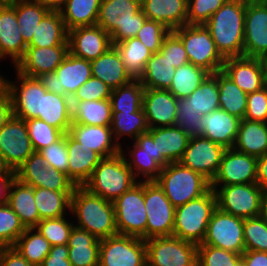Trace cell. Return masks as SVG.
I'll list each match as a JSON object with an SVG mask.
<instances>
[{
	"mask_svg": "<svg viewBox=\"0 0 267 266\" xmlns=\"http://www.w3.org/2000/svg\"><path fill=\"white\" fill-rule=\"evenodd\" d=\"M72 123L93 126H111L110 99L71 101Z\"/></svg>",
	"mask_w": 267,
	"mask_h": 266,
	"instance_id": "f35d334b",
	"label": "cell"
},
{
	"mask_svg": "<svg viewBox=\"0 0 267 266\" xmlns=\"http://www.w3.org/2000/svg\"><path fill=\"white\" fill-rule=\"evenodd\" d=\"M217 207L242 219L261 216L263 191L257 183L211 186Z\"/></svg>",
	"mask_w": 267,
	"mask_h": 266,
	"instance_id": "9c48e42d",
	"label": "cell"
},
{
	"mask_svg": "<svg viewBox=\"0 0 267 266\" xmlns=\"http://www.w3.org/2000/svg\"><path fill=\"white\" fill-rule=\"evenodd\" d=\"M147 266H197L198 245L174 236L145 240Z\"/></svg>",
	"mask_w": 267,
	"mask_h": 266,
	"instance_id": "30bf717a",
	"label": "cell"
},
{
	"mask_svg": "<svg viewBox=\"0 0 267 266\" xmlns=\"http://www.w3.org/2000/svg\"><path fill=\"white\" fill-rule=\"evenodd\" d=\"M38 119L66 134L72 124L71 98L46 91L42 94L41 113Z\"/></svg>",
	"mask_w": 267,
	"mask_h": 266,
	"instance_id": "d590c367",
	"label": "cell"
},
{
	"mask_svg": "<svg viewBox=\"0 0 267 266\" xmlns=\"http://www.w3.org/2000/svg\"><path fill=\"white\" fill-rule=\"evenodd\" d=\"M197 266H242L241 254L208 245H198Z\"/></svg>",
	"mask_w": 267,
	"mask_h": 266,
	"instance_id": "11a10c76",
	"label": "cell"
},
{
	"mask_svg": "<svg viewBox=\"0 0 267 266\" xmlns=\"http://www.w3.org/2000/svg\"><path fill=\"white\" fill-rule=\"evenodd\" d=\"M25 123L32 147L36 152L59 141L64 136V133L61 130L48 125L45 121L37 118L27 119L25 120Z\"/></svg>",
	"mask_w": 267,
	"mask_h": 266,
	"instance_id": "f5cc1de1",
	"label": "cell"
},
{
	"mask_svg": "<svg viewBox=\"0 0 267 266\" xmlns=\"http://www.w3.org/2000/svg\"><path fill=\"white\" fill-rule=\"evenodd\" d=\"M202 136L226 149L233 148L241 119L218 109L202 116Z\"/></svg>",
	"mask_w": 267,
	"mask_h": 266,
	"instance_id": "83f0119b",
	"label": "cell"
},
{
	"mask_svg": "<svg viewBox=\"0 0 267 266\" xmlns=\"http://www.w3.org/2000/svg\"><path fill=\"white\" fill-rule=\"evenodd\" d=\"M216 208L217 198L213 189L195 200L175 207L172 236L197 245L201 244L205 239L212 213Z\"/></svg>",
	"mask_w": 267,
	"mask_h": 266,
	"instance_id": "5b68a950",
	"label": "cell"
},
{
	"mask_svg": "<svg viewBox=\"0 0 267 266\" xmlns=\"http://www.w3.org/2000/svg\"><path fill=\"white\" fill-rule=\"evenodd\" d=\"M72 194L73 192H57L46 188H34V201L40 219L70 215Z\"/></svg>",
	"mask_w": 267,
	"mask_h": 266,
	"instance_id": "7bdbcfd3",
	"label": "cell"
},
{
	"mask_svg": "<svg viewBox=\"0 0 267 266\" xmlns=\"http://www.w3.org/2000/svg\"><path fill=\"white\" fill-rule=\"evenodd\" d=\"M212 75L218 81L219 109L244 119L248 94L240 89L222 70Z\"/></svg>",
	"mask_w": 267,
	"mask_h": 266,
	"instance_id": "60d3db41",
	"label": "cell"
},
{
	"mask_svg": "<svg viewBox=\"0 0 267 266\" xmlns=\"http://www.w3.org/2000/svg\"><path fill=\"white\" fill-rule=\"evenodd\" d=\"M261 216L267 220V191L263 192Z\"/></svg>",
	"mask_w": 267,
	"mask_h": 266,
	"instance_id": "11e5206c",
	"label": "cell"
},
{
	"mask_svg": "<svg viewBox=\"0 0 267 266\" xmlns=\"http://www.w3.org/2000/svg\"><path fill=\"white\" fill-rule=\"evenodd\" d=\"M222 71L245 93H253L267 85V60L253 57H230Z\"/></svg>",
	"mask_w": 267,
	"mask_h": 266,
	"instance_id": "ffe728a7",
	"label": "cell"
},
{
	"mask_svg": "<svg viewBox=\"0 0 267 266\" xmlns=\"http://www.w3.org/2000/svg\"><path fill=\"white\" fill-rule=\"evenodd\" d=\"M68 216L69 215L59 218L43 219L35 226V228L51 244V246L67 245L71 231L75 226L71 213L70 217Z\"/></svg>",
	"mask_w": 267,
	"mask_h": 266,
	"instance_id": "f907efd6",
	"label": "cell"
},
{
	"mask_svg": "<svg viewBox=\"0 0 267 266\" xmlns=\"http://www.w3.org/2000/svg\"><path fill=\"white\" fill-rule=\"evenodd\" d=\"M91 77L90 61L68 52L54 72L41 74L38 79L47 91L72 98Z\"/></svg>",
	"mask_w": 267,
	"mask_h": 266,
	"instance_id": "8fae6325",
	"label": "cell"
},
{
	"mask_svg": "<svg viewBox=\"0 0 267 266\" xmlns=\"http://www.w3.org/2000/svg\"><path fill=\"white\" fill-rule=\"evenodd\" d=\"M148 132L156 142L157 163L162 168L181 160L191 138L177 125L151 128Z\"/></svg>",
	"mask_w": 267,
	"mask_h": 266,
	"instance_id": "484cf974",
	"label": "cell"
},
{
	"mask_svg": "<svg viewBox=\"0 0 267 266\" xmlns=\"http://www.w3.org/2000/svg\"><path fill=\"white\" fill-rule=\"evenodd\" d=\"M99 266H147L145 240L122 234L100 239Z\"/></svg>",
	"mask_w": 267,
	"mask_h": 266,
	"instance_id": "4fadbf2b",
	"label": "cell"
},
{
	"mask_svg": "<svg viewBox=\"0 0 267 266\" xmlns=\"http://www.w3.org/2000/svg\"><path fill=\"white\" fill-rule=\"evenodd\" d=\"M50 168L62 171L68 176L67 133L57 142L39 151Z\"/></svg>",
	"mask_w": 267,
	"mask_h": 266,
	"instance_id": "680465c9",
	"label": "cell"
},
{
	"mask_svg": "<svg viewBox=\"0 0 267 266\" xmlns=\"http://www.w3.org/2000/svg\"><path fill=\"white\" fill-rule=\"evenodd\" d=\"M1 70H0V85L2 84V75H1Z\"/></svg>",
	"mask_w": 267,
	"mask_h": 266,
	"instance_id": "b9fcfbb0",
	"label": "cell"
},
{
	"mask_svg": "<svg viewBox=\"0 0 267 266\" xmlns=\"http://www.w3.org/2000/svg\"><path fill=\"white\" fill-rule=\"evenodd\" d=\"M16 80H12L11 76L2 75V84L9 91L12 99V107L14 116L27 120L38 119L41 113L42 94L46 93V89L42 85L38 77H28L19 73L14 67Z\"/></svg>",
	"mask_w": 267,
	"mask_h": 266,
	"instance_id": "7c38bea8",
	"label": "cell"
},
{
	"mask_svg": "<svg viewBox=\"0 0 267 266\" xmlns=\"http://www.w3.org/2000/svg\"><path fill=\"white\" fill-rule=\"evenodd\" d=\"M68 254V245L51 246V250L40 266H72Z\"/></svg>",
	"mask_w": 267,
	"mask_h": 266,
	"instance_id": "e7e4bbea",
	"label": "cell"
},
{
	"mask_svg": "<svg viewBox=\"0 0 267 266\" xmlns=\"http://www.w3.org/2000/svg\"><path fill=\"white\" fill-rule=\"evenodd\" d=\"M112 89L100 79L91 77L71 98V101H89L110 99Z\"/></svg>",
	"mask_w": 267,
	"mask_h": 266,
	"instance_id": "94428289",
	"label": "cell"
},
{
	"mask_svg": "<svg viewBox=\"0 0 267 266\" xmlns=\"http://www.w3.org/2000/svg\"><path fill=\"white\" fill-rule=\"evenodd\" d=\"M159 52L176 68L189 63L185 47L173 31L164 38Z\"/></svg>",
	"mask_w": 267,
	"mask_h": 266,
	"instance_id": "91938a15",
	"label": "cell"
},
{
	"mask_svg": "<svg viewBox=\"0 0 267 266\" xmlns=\"http://www.w3.org/2000/svg\"><path fill=\"white\" fill-rule=\"evenodd\" d=\"M13 248L30 264L40 266L51 250V244L33 227L26 228Z\"/></svg>",
	"mask_w": 267,
	"mask_h": 266,
	"instance_id": "bcb514c9",
	"label": "cell"
},
{
	"mask_svg": "<svg viewBox=\"0 0 267 266\" xmlns=\"http://www.w3.org/2000/svg\"><path fill=\"white\" fill-rule=\"evenodd\" d=\"M256 183L263 192L267 191V153L257 158V178Z\"/></svg>",
	"mask_w": 267,
	"mask_h": 266,
	"instance_id": "2644e50d",
	"label": "cell"
},
{
	"mask_svg": "<svg viewBox=\"0 0 267 266\" xmlns=\"http://www.w3.org/2000/svg\"><path fill=\"white\" fill-rule=\"evenodd\" d=\"M245 251L267 252V220L262 216L244 219Z\"/></svg>",
	"mask_w": 267,
	"mask_h": 266,
	"instance_id": "db71d44e",
	"label": "cell"
},
{
	"mask_svg": "<svg viewBox=\"0 0 267 266\" xmlns=\"http://www.w3.org/2000/svg\"><path fill=\"white\" fill-rule=\"evenodd\" d=\"M242 266H267V252L244 251L241 255Z\"/></svg>",
	"mask_w": 267,
	"mask_h": 266,
	"instance_id": "89a4df30",
	"label": "cell"
},
{
	"mask_svg": "<svg viewBox=\"0 0 267 266\" xmlns=\"http://www.w3.org/2000/svg\"><path fill=\"white\" fill-rule=\"evenodd\" d=\"M244 219L221 211L212 213L204 241L199 245L221 248L237 254L245 251L243 236Z\"/></svg>",
	"mask_w": 267,
	"mask_h": 266,
	"instance_id": "2e32d148",
	"label": "cell"
},
{
	"mask_svg": "<svg viewBox=\"0 0 267 266\" xmlns=\"http://www.w3.org/2000/svg\"><path fill=\"white\" fill-rule=\"evenodd\" d=\"M15 178L34 188L74 192L76 185L66 173L50 168L40 152L34 153L15 170Z\"/></svg>",
	"mask_w": 267,
	"mask_h": 266,
	"instance_id": "9a60e30c",
	"label": "cell"
},
{
	"mask_svg": "<svg viewBox=\"0 0 267 266\" xmlns=\"http://www.w3.org/2000/svg\"><path fill=\"white\" fill-rule=\"evenodd\" d=\"M225 150L222 145L203 136L192 137L179 162L212 182L218 173Z\"/></svg>",
	"mask_w": 267,
	"mask_h": 266,
	"instance_id": "ac0fdd59",
	"label": "cell"
},
{
	"mask_svg": "<svg viewBox=\"0 0 267 266\" xmlns=\"http://www.w3.org/2000/svg\"><path fill=\"white\" fill-rule=\"evenodd\" d=\"M170 32L164 24L147 19L135 37L154 54L159 52L164 38Z\"/></svg>",
	"mask_w": 267,
	"mask_h": 266,
	"instance_id": "6f0895ef",
	"label": "cell"
},
{
	"mask_svg": "<svg viewBox=\"0 0 267 266\" xmlns=\"http://www.w3.org/2000/svg\"><path fill=\"white\" fill-rule=\"evenodd\" d=\"M125 145L121 146L120 153L124 156L135 179L140 182L155 181L162 167L153 159V156L139 153V146L134 141L132 144L126 143Z\"/></svg>",
	"mask_w": 267,
	"mask_h": 266,
	"instance_id": "ee69618b",
	"label": "cell"
},
{
	"mask_svg": "<svg viewBox=\"0 0 267 266\" xmlns=\"http://www.w3.org/2000/svg\"><path fill=\"white\" fill-rule=\"evenodd\" d=\"M69 46L27 47L24 56L14 68L28 77L54 72L65 59Z\"/></svg>",
	"mask_w": 267,
	"mask_h": 266,
	"instance_id": "603a6c76",
	"label": "cell"
},
{
	"mask_svg": "<svg viewBox=\"0 0 267 266\" xmlns=\"http://www.w3.org/2000/svg\"><path fill=\"white\" fill-rule=\"evenodd\" d=\"M118 234L146 240L147 211L144 204V182L138 181L114 202Z\"/></svg>",
	"mask_w": 267,
	"mask_h": 266,
	"instance_id": "ba28073f",
	"label": "cell"
},
{
	"mask_svg": "<svg viewBox=\"0 0 267 266\" xmlns=\"http://www.w3.org/2000/svg\"><path fill=\"white\" fill-rule=\"evenodd\" d=\"M202 116L191 110L178 109L176 125L187 133L191 138L202 136L203 125L200 121Z\"/></svg>",
	"mask_w": 267,
	"mask_h": 266,
	"instance_id": "be15d7a7",
	"label": "cell"
},
{
	"mask_svg": "<svg viewBox=\"0 0 267 266\" xmlns=\"http://www.w3.org/2000/svg\"><path fill=\"white\" fill-rule=\"evenodd\" d=\"M173 32L181 39L189 63L210 74L223 69L225 59L218 52L209 30L204 25H183Z\"/></svg>",
	"mask_w": 267,
	"mask_h": 266,
	"instance_id": "52a82bcc",
	"label": "cell"
},
{
	"mask_svg": "<svg viewBox=\"0 0 267 266\" xmlns=\"http://www.w3.org/2000/svg\"><path fill=\"white\" fill-rule=\"evenodd\" d=\"M247 0H227L204 24L221 56H243Z\"/></svg>",
	"mask_w": 267,
	"mask_h": 266,
	"instance_id": "7a4b0ae2",
	"label": "cell"
},
{
	"mask_svg": "<svg viewBox=\"0 0 267 266\" xmlns=\"http://www.w3.org/2000/svg\"><path fill=\"white\" fill-rule=\"evenodd\" d=\"M155 182L174 207L195 200L211 189L208 179L180 162L169 163L162 168Z\"/></svg>",
	"mask_w": 267,
	"mask_h": 266,
	"instance_id": "277c9868",
	"label": "cell"
},
{
	"mask_svg": "<svg viewBox=\"0 0 267 266\" xmlns=\"http://www.w3.org/2000/svg\"><path fill=\"white\" fill-rule=\"evenodd\" d=\"M137 182L124 156L119 153L103 158L83 186L91 193L114 202Z\"/></svg>",
	"mask_w": 267,
	"mask_h": 266,
	"instance_id": "8992f818",
	"label": "cell"
},
{
	"mask_svg": "<svg viewBox=\"0 0 267 266\" xmlns=\"http://www.w3.org/2000/svg\"><path fill=\"white\" fill-rule=\"evenodd\" d=\"M243 56L267 60V4L247 0Z\"/></svg>",
	"mask_w": 267,
	"mask_h": 266,
	"instance_id": "d6986e66",
	"label": "cell"
},
{
	"mask_svg": "<svg viewBox=\"0 0 267 266\" xmlns=\"http://www.w3.org/2000/svg\"><path fill=\"white\" fill-rule=\"evenodd\" d=\"M142 107L149 129L176 125L177 98L168 90L145 88Z\"/></svg>",
	"mask_w": 267,
	"mask_h": 266,
	"instance_id": "cb8c5ba5",
	"label": "cell"
},
{
	"mask_svg": "<svg viewBox=\"0 0 267 266\" xmlns=\"http://www.w3.org/2000/svg\"><path fill=\"white\" fill-rule=\"evenodd\" d=\"M209 75L203 68L187 63L176 68L168 91L177 99L187 98Z\"/></svg>",
	"mask_w": 267,
	"mask_h": 266,
	"instance_id": "c3c4849f",
	"label": "cell"
},
{
	"mask_svg": "<svg viewBox=\"0 0 267 266\" xmlns=\"http://www.w3.org/2000/svg\"><path fill=\"white\" fill-rule=\"evenodd\" d=\"M11 5L15 8L23 40L28 44L37 25L50 10L38 0H22Z\"/></svg>",
	"mask_w": 267,
	"mask_h": 266,
	"instance_id": "7dc6e473",
	"label": "cell"
},
{
	"mask_svg": "<svg viewBox=\"0 0 267 266\" xmlns=\"http://www.w3.org/2000/svg\"><path fill=\"white\" fill-rule=\"evenodd\" d=\"M188 0H141L148 20L164 24L171 31L187 25Z\"/></svg>",
	"mask_w": 267,
	"mask_h": 266,
	"instance_id": "f546056e",
	"label": "cell"
},
{
	"mask_svg": "<svg viewBox=\"0 0 267 266\" xmlns=\"http://www.w3.org/2000/svg\"><path fill=\"white\" fill-rule=\"evenodd\" d=\"M92 77L100 79L112 90L126 85L133 79L127 73L118 50L111 46L100 57L90 62Z\"/></svg>",
	"mask_w": 267,
	"mask_h": 266,
	"instance_id": "4dcf8cb0",
	"label": "cell"
},
{
	"mask_svg": "<svg viewBox=\"0 0 267 266\" xmlns=\"http://www.w3.org/2000/svg\"><path fill=\"white\" fill-rule=\"evenodd\" d=\"M68 133L80 144L97 152L102 158L120 153V147L112 135L111 126H93L72 123Z\"/></svg>",
	"mask_w": 267,
	"mask_h": 266,
	"instance_id": "4316f807",
	"label": "cell"
},
{
	"mask_svg": "<svg viewBox=\"0 0 267 266\" xmlns=\"http://www.w3.org/2000/svg\"><path fill=\"white\" fill-rule=\"evenodd\" d=\"M0 266H34L13 247L0 248Z\"/></svg>",
	"mask_w": 267,
	"mask_h": 266,
	"instance_id": "03108f58",
	"label": "cell"
},
{
	"mask_svg": "<svg viewBox=\"0 0 267 266\" xmlns=\"http://www.w3.org/2000/svg\"><path fill=\"white\" fill-rule=\"evenodd\" d=\"M12 99L9 91L0 85V130L13 117Z\"/></svg>",
	"mask_w": 267,
	"mask_h": 266,
	"instance_id": "003e7915",
	"label": "cell"
},
{
	"mask_svg": "<svg viewBox=\"0 0 267 266\" xmlns=\"http://www.w3.org/2000/svg\"><path fill=\"white\" fill-rule=\"evenodd\" d=\"M146 20L141 0H101L96 25L110 35L114 45L135 37Z\"/></svg>",
	"mask_w": 267,
	"mask_h": 266,
	"instance_id": "3957f363",
	"label": "cell"
},
{
	"mask_svg": "<svg viewBox=\"0 0 267 266\" xmlns=\"http://www.w3.org/2000/svg\"><path fill=\"white\" fill-rule=\"evenodd\" d=\"M0 175H15V171L10 170V168L5 164L1 155H0Z\"/></svg>",
	"mask_w": 267,
	"mask_h": 266,
	"instance_id": "34e18365",
	"label": "cell"
},
{
	"mask_svg": "<svg viewBox=\"0 0 267 266\" xmlns=\"http://www.w3.org/2000/svg\"><path fill=\"white\" fill-rule=\"evenodd\" d=\"M178 109L191 110L204 116L219 109V89L217 79L210 74L187 98L177 99Z\"/></svg>",
	"mask_w": 267,
	"mask_h": 266,
	"instance_id": "8d00e7d4",
	"label": "cell"
},
{
	"mask_svg": "<svg viewBox=\"0 0 267 266\" xmlns=\"http://www.w3.org/2000/svg\"><path fill=\"white\" fill-rule=\"evenodd\" d=\"M144 204L147 211L146 239L172 236L175 207L155 181L144 182Z\"/></svg>",
	"mask_w": 267,
	"mask_h": 266,
	"instance_id": "5bb4252c",
	"label": "cell"
},
{
	"mask_svg": "<svg viewBox=\"0 0 267 266\" xmlns=\"http://www.w3.org/2000/svg\"><path fill=\"white\" fill-rule=\"evenodd\" d=\"M259 1H261V2H263V3H265V4H267V0H259Z\"/></svg>",
	"mask_w": 267,
	"mask_h": 266,
	"instance_id": "09005b40",
	"label": "cell"
},
{
	"mask_svg": "<svg viewBox=\"0 0 267 266\" xmlns=\"http://www.w3.org/2000/svg\"><path fill=\"white\" fill-rule=\"evenodd\" d=\"M26 230L18 215L7 204L0 205V248L13 247Z\"/></svg>",
	"mask_w": 267,
	"mask_h": 266,
	"instance_id": "816d5d0a",
	"label": "cell"
},
{
	"mask_svg": "<svg viewBox=\"0 0 267 266\" xmlns=\"http://www.w3.org/2000/svg\"><path fill=\"white\" fill-rule=\"evenodd\" d=\"M50 11H60L68 0H38Z\"/></svg>",
	"mask_w": 267,
	"mask_h": 266,
	"instance_id": "753ad0ef",
	"label": "cell"
},
{
	"mask_svg": "<svg viewBox=\"0 0 267 266\" xmlns=\"http://www.w3.org/2000/svg\"><path fill=\"white\" fill-rule=\"evenodd\" d=\"M113 46L118 50L129 76L133 80H139L153 53L136 37L118 42Z\"/></svg>",
	"mask_w": 267,
	"mask_h": 266,
	"instance_id": "ab89813d",
	"label": "cell"
},
{
	"mask_svg": "<svg viewBox=\"0 0 267 266\" xmlns=\"http://www.w3.org/2000/svg\"><path fill=\"white\" fill-rule=\"evenodd\" d=\"M101 0H68L60 10L67 31L96 25Z\"/></svg>",
	"mask_w": 267,
	"mask_h": 266,
	"instance_id": "b9f144b4",
	"label": "cell"
},
{
	"mask_svg": "<svg viewBox=\"0 0 267 266\" xmlns=\"http://www.w3.org/2000/svg\"><path fill=\"white\" fill-rule=\"evenodd\" d=\"M144 86L140 80L113 89L110 96L112 112H137L143 105Z\"/></svg>",
	"mask_w": 267,
	"mask_h": 266,
	"instance_id": "681fc988",
	"label": "cell"
},
{
	"mask_svg": "<svg viewBox=\"0 0 267 266\" xmlns=\"http://www.w3.org/2000/svg\"><path fill=\"white\" fill-rule=\"evenodd\" d=\"M68 177L76 186H83L103 159L97 152L77 142L67 132Z\"/></svg>",
	"mask_w": 267,
	"mask_h": 266,
	"instance_id": "f1b7e54d",
	"label": "cell"
},
{
	"mask_svg": "<svg viewBox=\"0 0 267 266\" xmlns=\"http://www.w3.org/2000/svg\"><path fill=\"white\" fill-rule=\"evenodd\" d=\"M233 149L261 157L267 153V123L241 119Z\"/></svg>",
	"mask_w": 267,
	"mask_h": 266,
	"instance_id": "e575fe53",
	"label": "cell"
},
{
	"mask_svg": "<svg viewBox=\"0 0 267 266\" xmlns=\"http://www.w3.org/2000/svg\"><path fill=\"white\" fill-rule=\"evenodd\" d=\"M176 67L160 52L154 53L146 63L139 79L144 88L168 90L171 86Z\"/></svg>",
	"mask_w": 267,
	"mask_h": 266,
	"instance_id": "f6af8a7d",
	"label": "cell"
},
{
	"mask_svg": "<svg viewBox=\"0 0 267 266\" xmlns=\"http://www.w3.org/2000/svg\"><path fill=\"white\" fill-rule=\"evenodd\" d=\"M67 245L72 266H99L100 239L93 234L74 226Z\"/></svg>",
	"mask_w": 267,
	"mask_h": 266,
	"instance_id": "1f68e13d",
	"label": "cell"
},
{
	"mask_svg": "<svg viewBox=\"0 0 267 266\" xmlns=\"http://www.w3.org/2000/svg\"><path fill=\"white\" fill-rule=\"evenodd\" d=\"M6 203L26 228H33L41 221L34 201V187L24 184L17 178H14L10 185Z\"/></svg>",
	"mask_w": 267,
	"mask_h": 266,
	"instance_id": "d6a6232c",
	"label": "cell"
},
{
	"mask_svg": "<svg viewBox=\"0 0 267 266\" xmlns=\"http://www.w3.org/2000/svg\"><path fill=\"white\" fill-rule=\"evenodd\" d=\"M33 153L25 120L13 115L0 130V155L10 170L15 171Z\"/></svg>",
	"mask_w": 267,
	"mask_h": 266,
	"instance_id": "e0dca14e",
	"label": "cell"
},
{
	"mask_svg": "<svg viewBox=\"0 0 267 266\" xmlns=\"http://www.w3.org/2000/svg\"><path fill=\"white\" fill-rule=\"evenodd\" d=\"M69 46L68 31L60 11H49L37 25L27 47Z\"/></svg>",
	"mask_w": 267,
	"mask_h": 266,
	"instance_id": "836d02e7",
	"label": "cell"
},
{
	"mask_svg": "<svg viewBox=\"0 0 267 266\" xmlns=\"http://www.w3.org/2000/svg\"><path fill=\"white\" fill-rule=\"evenodd\" d=\"M257 158L238 152L233 148L225 150L217 175L211 186L256 183Z\"/></svg>",
	"mask_w": 267,
	"mask_h": 266,
	"instance_id": "44dd1931",
	"label": "cell"
},
{
	"mask_svg": "<svg viewBox=\"0 0 267 266\" xmlns=\"http://www.w3.org/2000/svg\"><path fill=\"white\" fill-rule=\"evenodd\" d=\"M134 142L139 146V153H147L157 162L156 142H153V137L148 131L141 133Z\"/></svg>",
	"mask_w": 267,
	"mask_h": 266,
	"instance_id": "a7ac6f4b",
	"label": "cell"
},
{
	"mask_svg": "<svg viewBox=\"0 0 267 266\" xmlns=\"http://www.w3.org/2000/svg\"><path fill=\"white\" fill-rule=\"evenodd\" d=\"M111 130L120 148L125 144L121 143L123 140L130 139L133 142L141 133L147 132L149 126L143 107L137 112H112Z\"/></svg>",
	"mask_w": 267,
	"mask_h": 266,
	"instance_id": "74e56055",
	"label": "cell"
},
{
	"mask_svg": "<svg viewBox=\"0 0 267 266\" xmlns=\"http://www.w3.org/2000/svg\"><path fill=\"white\" fill-rule=\"evenodd\" d=\"M14 178L15 175H0V205L7 202L9 188Z\"/></svg>",
	"mask_w": 267,
	"mask_h": 266,
	"instance_id": "8c879c8a",
	"label": "cell"
},
{
	"mask_svg": "<svg viewBox=\"0 0 267 266\" xmlns=\"http://www.w3.org/2000/svg\"><path fill=\"white\" fill-rule=\"evenodd\" d=\"M227 0H188L187 25H204Z\"/></svg>",
	"mask_w": 267,
	"mask_h": 266,
	"instance_id": "9f6ffc18",
	"label": "cell"
},
{
	"mask_svg": "<svg viewBox=\"0 0 267 266\" xmlns=\"http://www.w3.org/2000/svg\"><path fill=\"white\" fill-rule=\"evenodd\" d=\"M70 213L76 227L97 239L118 234L113 202L91 193L84 186H76L71 196Z\"/></svg>",
	"mask_w": 267,
	"mask_h": 266,
	"instance_id": "6da1fadb",
	"label": "cell"
},
{
	"mask_svg": "<svg viewBox=\"0 0 267 266\" xmlns=\"http://www.w3.org/2000/svg\"><path fill=\"white\" fill-rule=\"evenodd\" d=\"M244 119L267 123V85L247 95V109Z\"/></svg>",
	"mask_w": 267,
	"mask_h": 266,
	"instance_id": "6125c7cd",
	"label": "cell"
},
{
	"mask_svg": "<svg viewBox=\"0 0 267 266\" xmlns=\"http://www.w3.org/2000/svg\"><path fill=\"white\" fill-rule=\"evenodd\" d=\"M27 44L23 40L17 23L15 8L9 4H0V63L10 60L11 67L24 56Z\"/></svg>",
	"mask_w": 267,
	"mask_h": 266,
	"instance_id": "d4e9b609",
	"label": "cell"
},
{
	"mask_svg": "<svg viewBox=\"0 0 267 266\" xmlns=\"http://www.w3.org/2000/svg\"><path fill=\"white\" fill-rule=\"evenodd\" d=\"M68 42L71 54L90 62L113 46L110 35L98 25L78 27L68 31Z\"/></svg>",
	"mask_w": 267,
	"mask_h": 266,
	"instance_id": "7402d4cb",
	"label": "cell"
},
{
	"mask_svg": "<svg viewBox=\"0 0 267 266\" xmlns=\"http://www.w3.org/2000/svg\"><path fill=\"white\" fill-rule=\"evenodd\" d=\"M19 1H22V0H0V4H1V5H4V4H9V5H11V4H13V3H17V2H19Z\"/></svg>",
	"mask_w": 267,
	"mask_h": 266,
	"instance_id": "2a66077c",
	"label": "cell"
}]
</instances>
